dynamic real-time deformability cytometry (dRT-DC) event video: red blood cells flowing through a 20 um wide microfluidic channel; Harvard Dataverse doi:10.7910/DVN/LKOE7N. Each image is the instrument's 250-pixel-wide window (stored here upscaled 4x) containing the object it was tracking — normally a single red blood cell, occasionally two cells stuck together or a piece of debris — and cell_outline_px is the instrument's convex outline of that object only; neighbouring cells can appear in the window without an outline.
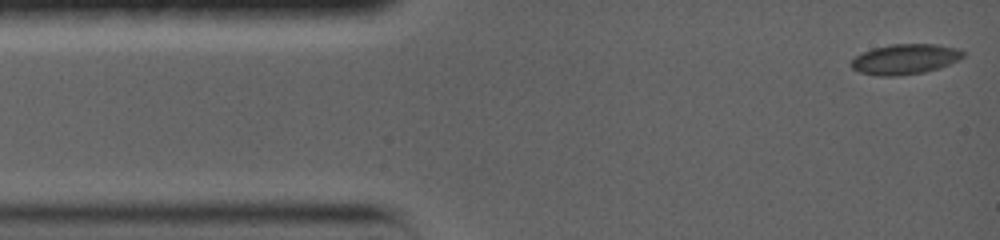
{"species": "common noctule bat (a hibernating species)", "species_latin": "Nyctalus noctula", "temperature_condition": "warm", "stored_images_in_passage": 95, "camera_frame_rate_fps": 5000, "um_per_image_px": 0.085, "animal": {"sex": "female", "body_mass_g": 19.0, "forearm_length_mm": 56.7}, "frame": {"image": 1, "passage_image": 1, "time_ms": 0.0, "image_size_px": [1000, 240], "cell_outline_px": [[964, 56], [940, 68], [924, 72], [896, 76], [880, 76], [860, 72], [852, 68], [848, 64], [856, 56], [872, 48], [892, 44], [936, 44], [960, 48], [964, 52]], "centroid_in_image_um": [76.92, 5.02], "position_along_channel_um": 8.1, "area_um2": 19.71}}
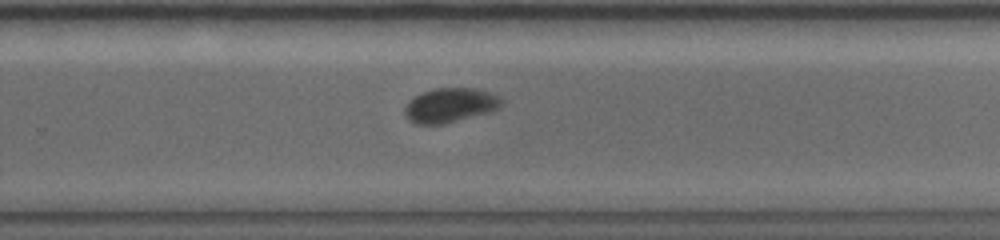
{"frame": {"image": 2, "passage_image": 44, "time_ms": 9.8, "image_size_px": [1000, 240], "cell_outline_px": [[504, 100], [496, 108], [488, 112], [440, 124], [416, 124], [408, 120], [404, 116], [404, 108], [408, 100], [424, 92], [436, 88], [472, 88], [488, 92], [500, 96]], "centroid_in_image_um": [38.2, 8.94], "position_along_channel_um": 291.6, "area_um2": 19.07}}
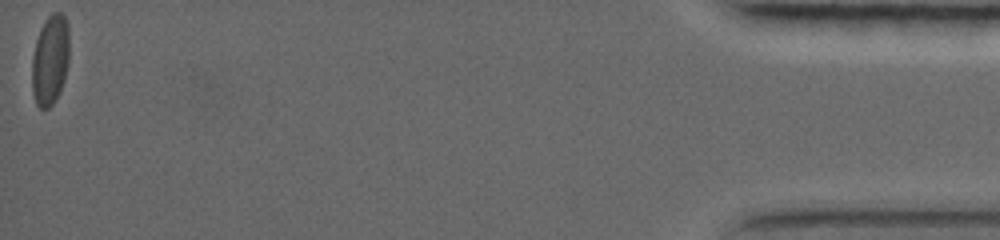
{"frame": {"image": 3, "passage_image": 95, "time_ms": 17.4, "image_size_px": [1000, 240], "cell_outline_px": [[68, 64], [64, 80], [60, 92], [52, 104], [48, 108], [40, 108], [36, 104], [32, 92], [32, 56], [36, 40], [40, 28], [44, 20], [52, 12], [60, 12], [64, 16], [68, 24]], "centroid_in_image_um": [4.25, 5.08], "position_along_channel_um": 430.9, "area_um2": 19.77}, "authors_computed_cell_mechanics": {"area_um2": 19.3052, "velocity_mm_per_s": 3.6337, "shape_relaxation_time_tau1_ms": 3.2311, "shape_relaxation_time_tau2_ms": null, "deformation_change_tau1": 0.0966, "deformation_change_tau2": null}}